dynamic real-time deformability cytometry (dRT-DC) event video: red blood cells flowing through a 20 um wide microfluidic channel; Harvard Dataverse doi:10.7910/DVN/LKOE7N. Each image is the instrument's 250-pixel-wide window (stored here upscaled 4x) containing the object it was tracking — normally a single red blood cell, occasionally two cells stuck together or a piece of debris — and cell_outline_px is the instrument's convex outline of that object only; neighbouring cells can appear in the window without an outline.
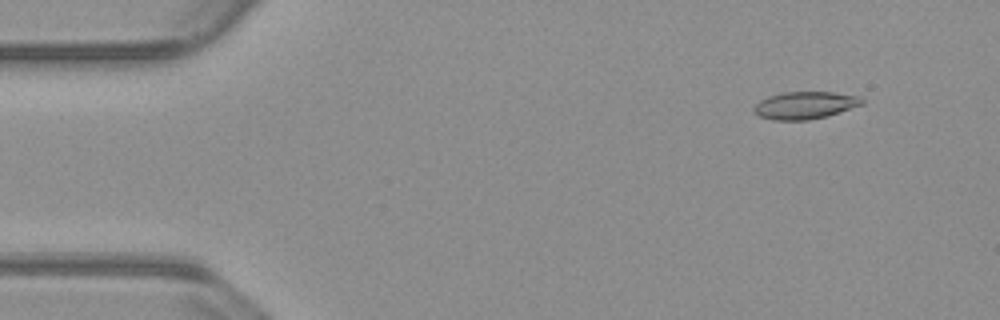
{"species": "common noctule bat (a hibernating species)", "species_latin": "Nyctalus noctula", "temperature_condition": "warm", "stored_images_in_passage": 54, "camera_frame_rate_fps": 3000, "um_per_image_px": 0.085, "animal": {"sex": "male", "body_mass_g": 23.1, "forearm_length_mm": 52.7}, "frame": {"image": 1, "passage_image": 5, "time_ms": 1.333, "image_size_px": [1000, 320], "cell_outline_px": [[864, 104], [828, 116], [808, 120], [772, 120], [760, 116], [752, 112], [752, 108], [760, 100], [768, 96], [784, 92], [832, 92], [860, 96], [864, 100]], "centroid_in_image_um": [68.42, 8.95], "position_along_channel_um": 16.6, "area_um2": 17.4}}
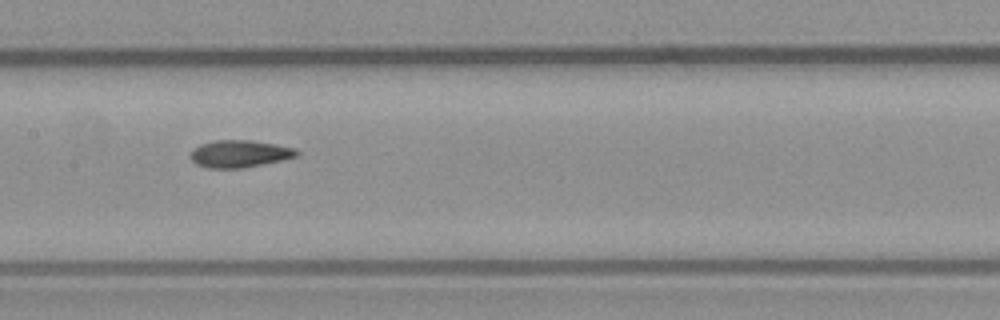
{"frame": {"image": 2, "passage_image": 26, "time_ms": 8.333, "image_size_px": [1000, 320], "cell_outline_px": [[300, 152], [296, 156], [280, 160], [244, 168], [208, 168], [196, 164], [188, 156], [192, 148], [200, 144], [212, 140], [252, 140], [276, 144], [296, 148]], "centroid_in_image_um": [20.32, 13.06], "position_along_channel_um": 187.1, "area_um2": 17.05}}
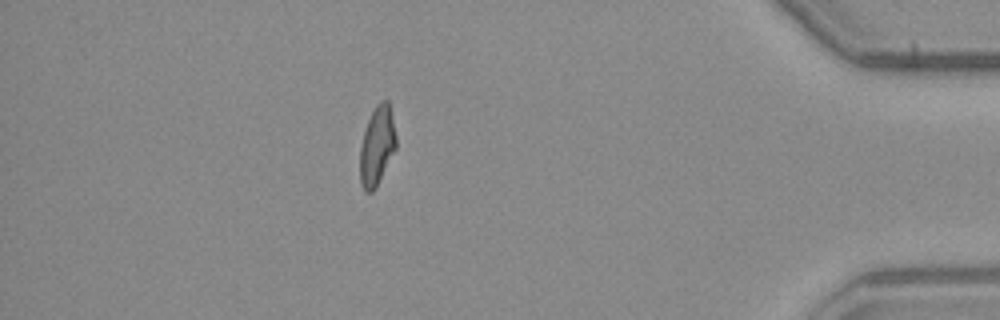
{"frame": {"image": 3, "passage_image": 47, "time_ms": 15.333, "image_size_px": [1000, 320], "cell_outline_px": [[396, 148], [376, 188], [372, 192], [364, 192], [360, 184], [360, 148], [364, 132], [368, 120], [376, 104], [380, 100], [388, 100], [396, 136]], "centroid_in_image_um": [32.03, 12.43], "position_along_channel_um": 403.2, "area_um2": 16.59}, "authors_computed_cell_mechanics": {"area_um2": 17.051, "velocity_mm_per_s": 3.8203, "shape_relaxation_time_tau1_ms": null, "shape_relaxation_time_tau2_ms": 3.19, "deformation_change_tau1": null, "deformation_change_tau2": 0.1072}}